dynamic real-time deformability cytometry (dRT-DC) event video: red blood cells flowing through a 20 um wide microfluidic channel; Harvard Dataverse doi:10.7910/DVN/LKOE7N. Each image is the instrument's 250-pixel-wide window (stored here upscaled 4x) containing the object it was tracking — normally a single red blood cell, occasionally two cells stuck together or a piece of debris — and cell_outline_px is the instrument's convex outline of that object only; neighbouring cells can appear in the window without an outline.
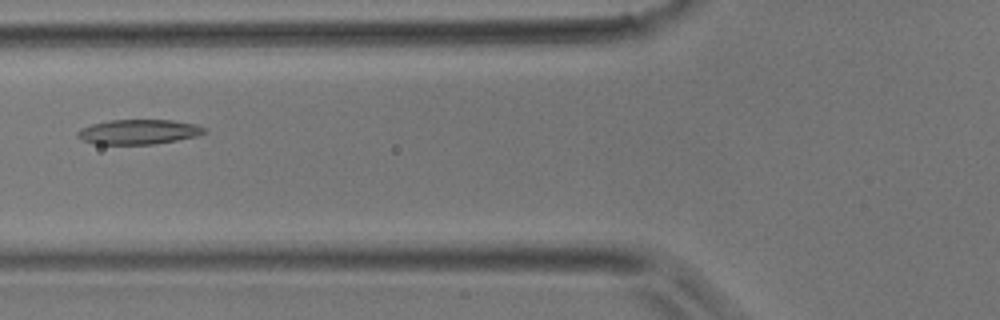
{"species": "common noctule bat (a hibernating species)", "species_latin": "Nyctalus noctula", "temperature_condition": "room temperature", "stored_images_in_passage": 3, "camera_frame_rate_fps": 3000, "um_per_image_px": 0.085, "animal": {"sex": "male", "body_mass_g": 17.9}, "frame": {"image": 1, "passage_image": 2, "time_ms": 0.333, "image_size_px": [1000, 320], "cell_outline_px": [[208, 132], [196, 136], [176, 140], [152, 144], [96, 144], [84, 140], [76, 136], [76, 132], [80, 128], [92, 124], [108, 120], [172, 120], [196, 124], [208, 128]], "centroid_in_image_um": [11.8, 11.2], "position_along_channel_um": 114.0, "area_um2": 18.38}}
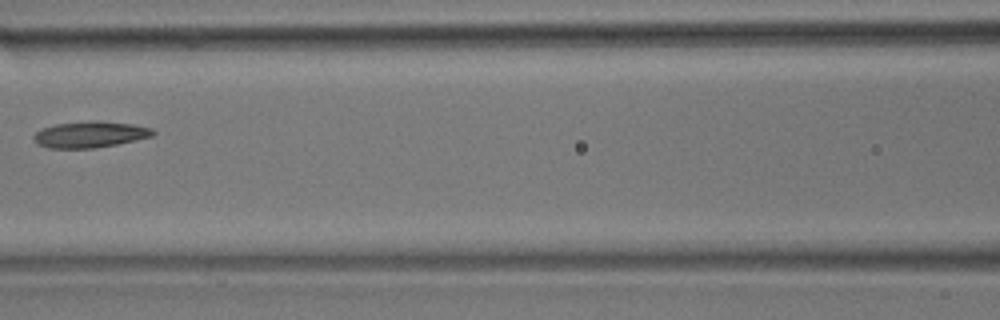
{"frame": {"image": 2, "passage_image": 3, "time_ms": 0.667, "image_size_px": [1000, 320], "cell_outline_px": [[156, 132], [152, 136], [116, 144], [92, 148], [48, 148], [36, 144], [32, 136], [40, 128], [56, 124], [132, 124], [152, 128]], "centroid_in_image_um": [7.58, 11.49], "position_along_channel_um": 159.0, "area_um2": 17.11}}